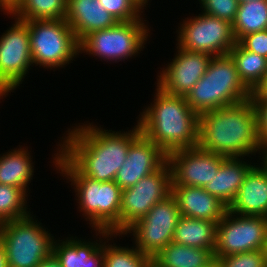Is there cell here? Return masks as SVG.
<instances>
[{
    "label": "cell",
    "instance_id": "cell-1",
    "mask_svg": "<svg viewBox=\"0 0 267 267\" xmlns=\"http://www.w3.org/2000/svg\"><path fill=\"white\" fill-rule=\"evenodd\" d=\"M78 124L60 137L59 153L81 175L101 182L114 181L130 145L142 134L139 124L128 131L106 130L88 121Z\"/></svg>",
    "mask_w": 267,
    "mask_h": 267
},
{
    "label": "cell",
    "instance_id": "cell-2",
    "mask_svg": "<svg viewBox=\"0 0 267 267\" xmlns=\"http://www.w3.org/2000/svg\"><path fill=\"white\" fill-rule=\"evenodd\" d=\"M197 146L227 158H253L257 153L259 160L265 159L251 99L200 114Z\"/></svg>",
    "mask_w": 267,
    "mask_h": 267
},
{
    "label": "cell",
    "instance_id": "cell-3",
    "mask_svg": "<svg viewBox=\"0 0 267 267\" xmlns=\"http://www.w3.org/2000/svg\"><path fill=\"white\" fill-rule=\"evenodd\" d=\"M155 86L154 100L137 117L141 133L166 155L196 147L199 115L191 109L185 96L172 95Z\"/></svg>",
    "mask_w": 267,
    "mask_h": 267
},
{
    "label": "cell",
    "instance_id": "cell-4",
    "mask_svg": "<svg viewBox=\"0 0 267 267\" xmlns=\"http://www.w3.org/2000/svg\"><path fill=\"white\" fill-rule=\"evenodd\" d=\"M52 155L56 173L71 182L79 212L92 230H106L120 234V203L122 189L115 181H97L81 175L60 153L56 145ZM69 180V181H68Z\"/></svg>",
    "mask_w": 267,
    "mask_h": 267
},
{
    "label": "cell",
    "instance_id": "cell-5",
    "mask_svg": "<svg viewBox=\"0 0 267 267\" xmlns=\"http://www.w3.org/2000/svg\"><path fill=\"white\" fill-rule=\"evenodd\" d=\"M229 54L213 56L204 76L186 94L191 109L198 115L251 98Z\"/></svg>",
    "mask_w": 267,
    "mask_h": 267
},
{
    "label": "cell",
    "instance_id": "cell-6",
    "mask_svg": "<svg viewBox=\"0 0 267 267\" xmlns=\"http://www.w3.org/2000/svg\"><path fill=\"white\" fill-rule=\"evenodd\" d=\"M144 15L137 20L119 21L110 28L91 32L79 42V53L110 64L136 58L146 48L144 45L151 35Z\"/></svg>",
    "mask_w": 267,
    "mask_h": 267
},
{
    "label": "cell",
    "instance_id": "cell-7",
    "mask_svg": "<svg viewBox=\"0 0 267 267\" xmlns=\"http://www.w3.org/2000/svg\"><path fill=\"white\" fill-rule=\"evenodd\" d=\"M33 216L30 214L0 225V241L8 267H37L53 253L54 235L36 219V215Z\"/></svg>",
    "mask_w": 267,
    "mask_h": 267
},
{
    "label": "cell",
    "instance_id": "cell-8",
    "mask_svg": "<svg viewBox=\"0 0 267 267\" xmlns=\"http://www.w3.org/2000/svg\"><path fill=\"white\" fill-rule=\"evenodd\" d=\"M33 65L55 71L79 57V41L65 19L26 21Z\"/></svg>",
    "mask_w": 267,
    "mask_h": 267
},
{
    "label": "cell",
    "instance_id": "cell-9",
    "mask_svg": "<svg viewBox=\"0 0 267 267\" xmlns=\"http://www.w3.org/2000/svg\"><path fill=\"white\" fill-rule=\"evenodd\" d=\"M181 217L176 199L170 194L156 203L140 220L131 225L123 235L133 236L134 246L145 255L155 257L170 242ZM132 233V234H131Z\"/></svg>",
    "mask_w": 267,
    "mask_h": 267
},
{
    "label": "cell",
    "instance_id": "cell-10",
    "mask_svg": "<svg viewBox=\"0 0 267 267\" xmlns=\"http://www.w3.org/2000/svg\"><path fill=\"white\" fill-rule=\"evenodd\" d=\"M176 46L212 56L226 55L235 45L232 24L201 12L179 23Z\"/></svg>",
    "mask_w": 267,
    "mask_h": 267
},
{
    "label": "cell",
    "instance_id": "cell-11",
    "mask_svg": "<svg viewBox=\"0 0 267 267\" xmlns=\"http://www.w3.org/2000/svg\"><path fill=\"white\" fill-rule=\"evenodd\" d=\"M267 217L242 216L227 210L217 223L214 257L263 250Z\"/></svg>",
    "mask_w": 267,
    "mask_h": 267
},
{
    "label": "cell",
    "instance_id": "cell-12",
    "mask_svg": "<svg viewBox=\"0 0 267 267\" xmlns=\"http://www.w3.org/2000/svg\"><path fill=\"white\" fill-rule=\"evenodd\" d=\"M171 169L166 161L157 171L122 190L120 203V234L143 218L158 202L171 194Z\"/></svg>",
    "mask_w": 267,
    "mask_h": 267
},
{
    "label": "cell",
    "instance_id": "cell-13",
    "mask_svg": "<svg viewBox=\"0 0 267 267\" xmlns=\"http://www.w3.org/2000/svg\"><path fill=\"white\" fill-rule=\"evenodd\" d=\"M3 14L14 19L11 27L0 35V86L11 94L19 88L34 65L26 21L13 18L10 13Z\"/></svg>",
    "mask_w": 267,
    "mask_h": 267
},
{
    "label": "cell",
    "instance_id": "cell-14",
    "mask_svg": "<svg viewBox=\"0 0 267 267\" xmlns=\"http://www.w3.org/2000/svg\"><path fill=\"white\" fill-rule=\"evenodd\" d=\"M226 158L198 146L170 152L167 162L171 169V185L204 187Z\"/></svg>",
    "mask_w": 267,
    "mask_h": 267
},
{
    "label": "cell",
    "instance_id": "cell-15",
    "mask_svg": "<svg viewBox=\"0 0 267 267\" xmlns=\"http://www.w3.org/2000/svg\"><path fill=\"white\" fill-rule=\"evenodd\" d=\"M176 54L165 68H160L157 84L163 91L172 95L186 96L204 76L212 55L205 52L183 50L176 46Z\"/></svg>",
    "mask_w": 267,
    "mask_h": 267
},
{
    "label": "cell",
    "instance_id": "cell-16",
    "mask_svg": "<svg viewBox=\"0 0 267 267\" xmlns=\"http://www.w3.org/2000/svg\"><path fill=\"white\" fill-rule=\"evenodd\" d=\"M167 161V155L141 134L128 150L126 160L116 174L115 183L122 189L135 185L141 178L157 171Z\"/></svg>",
    "mask_w": 267,
    "mask_h": 267
},
{
    "label": "cell",
    "instance_id": "cell-17",
    "mask_svg": "<svg viewBox=\"0 0 267 267\" xmlns=\"http://www.w3.org/2000/svg\"><path fill=\"white\" fill-rule=\"evenodd\" d=\"M228 210L242 216L267 217V159L257 160Z\"/></svg>",
    "mask_w": 267,
    "mask_h": 267
},
{
    "label": "cell",
    "instance_id": "cell-18",
    "mask_svg": "<svg viewBox=\"0 0 267 267\" xmlns=\"http://www.w3.org/2000/svg\"><path fill=\"white\" fill-rule=\"evenodd\" d=\"M181 216L219 222L228 208L203 187L171 185Z\"/></svg>",
    "mask_w": 267,
    "mask_h": 267
},
{
    "label": "cell",
    "instance_id": "cell-19",
    "mask_svg": "<svg viewBox=\"0 0 267 267\" xmlns=\"http://www.w3.org/2000/svg\"><path fill=\"white\" fill-rule=\"evenodd\" d=\"M65 20L79 42L91 32L110 28L118 22L99 0H67Z\"/></svg>",
    "mask_w": 267,
    "mask_h": 267
},
{
    "label": "cell",
    "instance_id": "cell-20",
    "mask_svg": "<svg viewBox=\"0 0 267 267\" xmlns=\"http://www.w3.org/2000/svg\"><path fill=\"white\" fill-rule=\"evenodd\" d=\"M245 160L244 157L226 158L211 182L203 187L205 191L215 196L227 208L236 198L248 172L257 164L251 162L252 158L250 162Z\"/></svg>",
    "mask_w": 267,
    "mask_h": 267
},
{
    "label": "cell",
    "instance_id": "cell-21",
    "mask_svg": "<svg viewBox=\"0 0 267 267\" xmlns=\"http://www.w3.org/2000/svg\"><path fill=\"white\" fill-rule=\"evenodd\" d=\"M19 147V148H18ZM0 154V184L23 189L30 194L29 185L33 180L34 163L28 146H18Z\"/></svg>",
    "mask_w": 267,
    "mask_h": 267
},
{
    "label": "cell",
    "instance_id": "cell-22",
    "mask_svg": "<svg viewBox=\"0 0 267 267\" xmlns=\"http://www.w3.org/2000/svg\"><path fill=\"white\" fill-rule=\"evenodd\" d=\"M217 222L181 216L174 230L173 242L204 248L214 253L216 246Z\"/></svg>",
    "mask_w": 267,
    "mask_h": 267
},
{
    "label": "cell",
    "instance_id": "cell-23",
    "mask_svg": "<svg viewBox=\"0 0 267 267\" xmlns=\"http://www.w3.org/2000/svg\"><path fill=\"white\" fill-rule=\"evenodd\" d=\"M213 259L214 255L208 249L170 242L152 258V265L153 267H205Z\"/></svg>",
    "mask_w": 267,
    "mask_h": 267
},
{
    "label": "cell",
    "instance_id": "cell-24",
    "mask_svg": "<svg viewBox=\"0 0 267 267\" xmlns=\"http://www.w3.org/2000/svg\"><path fill=\"white\" fill-rule=\"evenodd\" d=\"M235 63L243 84L253 92L267 72V58L246 50L239 42L228 53Z\"/></svg>",
    "mask_w": 267,
    "mask_h": 267
},
{
    "label": "cell",
    "instance_id": "cell-25",
    "mask_svg": "<svg viewBox=\"0 0 267 267\" xmlns=\"http://www.w3.org/2000/svg\"><path fill=\"white\" fill-rule=\"evenodd\" d=\"M267 30V0L239 3L232 32L236 42L245 35Z\"/></svg>",
    "mask_w": 267,
    "mask_h": 267
},
{
    "label": "cell",
    "instance_id": "cell-26",
    "mask_svg": "<svg viewBox=\"0 0 267 267\" xmlns=\"http://www.w3.org/2000/svg\"><path fill=\"white\" fill-rule=\"evenodd\" d=\"M117 236L119 238L120 236L125 237L124 235L122 236V234L111 233L103 241V267H153L152 258L142 254L134 245L132 247H128L129 245L122 247L119 244L118 246L114 242V238H117Z\"/></svg>",
    "mask_w": 267,
    "mask_h": 267
},
{
    "label": "cell",
    "instance_id": "cell-27",
    "mask_svg": "<svg viewBox=\"0 0 267 267\" xmlns=\"http://www.w3.org/2000/svg\"><path fill=\"white\" fill-rule=\"evenodd\" d=\"M67 0H21L10 12L24 21L65 19Z\"/></svg>",
    "mask_w": 267,
    "mask_h": 267
},
{
    "label": "cell",
    "instance_id": "cell-28",
    "mask_svg": "<svg viewBox=\"0 0 267 267\" xmlns=\"http://www.w3.org/2000/svg\"><path fill=\"white\" fill-rule=\"evenodd\" d=\"M23 189L0 184V224L28 217V196ZM29 209V210H28Z\"/></svg>",
    "mask_w": 267,
    "mask_h": 267
},
{
    "label": "cell",
    "instance_id": "cell-29",
    "mask_svg": "<svg viewBox=\"0 0 267 267\" xmlns=\"http://www.w3.org/2000/svg\"><path fill=\"white\" fill-rule=\"evenodd\" d=\"M94 232L96 234L93 237L94 241L92 240V238L91 239L88 238L86 240V238L79 239L77 237V252L78 254H80L79 267H103L104 266L103 241L111 234V232L106 231V230H94Z\"/></svg>",
    "mask_w": 267,
    "mask_h": 267
},
{
    "label": "cell",
    "instance_id": "cell-30",
    "mask_svg": "<svg viewBox=\"0 0 267 267\" xmlns=\"http://www.w3.org/2000/svg\"><path fill=\"white\" fill-rule=\"evenodd\" d=\"M99 2L118 22L140 19L145 12L134 0H99Z\"/></svg>",
    "mask_w": 267,
    "mask_h": 267
},
{
    "label": "cell",
    "instance_id": "cell-31",
    "mask_svg": "<svg viewBox=\"0 0 267 267\" xmlns=\"http://www.w3.org/2000/svg\"><path fill=\"white\" fill-rule=\"evenodd\" d=\"M59 239V240H58ZM54 240L53 254L59 260L61 267H79L80 254L77 252V237L69 236Z\"/></svg>",
    "mask_w": 267,
    "mask_h": 267
},
{
    "label": "cell",
    "instance_id": "cell-32",
    "mask_svg": "<svg viewBox=\"0 0 267 267\" xmlns=\"http://www.w3.org/2000/svg\"><path fill=\"white\" fill-rule=\"evenodd\" d=\"M203 13L233 23L236 18L238 0H198ZM202 8V9H201Z\"/></svg>",
    "mask_w": 267,
    "mask_h": 267
},
{
    "label": "cell",
    "instance_id": "cell-33",
    "mask_svg": "<svg viewBox=\"0 0 267 267\" xmlns=\"http://www.w3.org/2000/svg\"><path fill=\"white\" fill-rule=\"evenodd\" d=\"M214 258H217L220 267H266L263 250Z\"/></svg>",
    "mask_w": 267,
    "mask_h": 267
},
{
    "label": "cell",
    "instance_id": "cell-34",
    "mask_svg": "<svg viewBox=\"0 0 267 267\" xmlns=\"http://www.w3.org/2000/svg\"><path fill=\"white\" fill-rule=\"evenodd\" d=\"M257 115L258 137L267 153V98H250Z\"/></svg>",
    "mask_w": 267,
    "mask_h": 267
},
{
    "label": "cell",
    "instance_id": "cell-35",
    "mask_svg": "<svg viewBox=\"0 0 267 267\" xmlns=\"http://www.w3.org/2000/svg\"><path fill=\"white\" fill-rule=\"evenodd\" d=\"M239 43L246 50L267 58V30L245 35Z\"/></svg>",
    "mask_w": 267,
    "mask_h": 267
},
{
    "label": "cell",
    "instance_id": "cell-36",
    "mask_svg": "<svg viewBox=\"0 0 267 267\" xmlns=\"http://www.w3.org/2000/svg\"><path fill=\"white\" fill-rule=\"evenodd\" d=\"M251 98H267V72L261 83L252 92Z\"/></svg>",
    "mask_w": 267,
    "mask_h": 267
},
{
    "label": "cell",
    "instance_id": "cell-37",
    "mask_svg": "<svg viewBox=\"0 0 267 267\" xmlns=\"http://www.w3.org/2000/svg\"><path fill=\"white\" fill-rule=\"evenodd\" d=\"M21 0H0V11L10 13Z\"/></svg>",
    "mask_w": 267,
    "mask_h": 267
},
{
    "label": "cell",
    "instance_id": "cell-38",
    "mask_svg": "<svg viewBox=\"0 0 267 267\" xmlns=\"http://www.w3.org/2000/svg\"><path fill=\"white\" fill-rule=\"evenodd\" d=\"M37 267H61V264L52 253L49 257L45 258Z\"/></svg>",
    "mask_w": 267,
    "mask_h": 267
},
{
    "label": "cell",
    "instance_id": "cell-39",
    "mask_svg": "<svg viewBox=\"0 0 267 267\" xmlns=\"http://www.w3.org/2000/svg\"><path fill=\"white\" fill-rule=\"evenodd\" d=\"M0 267H8L4 245L0 241Z\"/></svg>",
    "mask_w": 267,
    "mask_h": 267
},
{
    "label": "cell",
    "instance_id": "cell-40",
    "mask_svg": "<svg viewBox=\"0 0 267 267\" xmlns=\"http://www.w3.org/2000/svg\"><path fill=\"white\" fill-rule=\"evenodd\" d=\"M9 92L0 86V100L9 96ZM1 103V101H0Z\"/></svg>",
    "mask_w": 267,
    "mask_h": 267
},
{
    "label": "cell",
    "instance_id": "cell-41",
    "mask_svg": "<svg viewBox=\"0 0 267 267\" xmlns=\"http://www.w3.org/2000/svg\"><path fill=\"white\" fill-rule=\"evenodd\" d=\"M205 267H220V264L217 258H214L210 263H208Z\"/></svg>",
    "mask_w": 267,
    "mask_h": 267
},
{
    "label": "cell",
    "instance_id": "cell-42",
    "mask_svg": "<svg viewBox=\"0 0 267 267\" xmlns=\"http://www.w3.org/2000/svg\"><path fill=\"white\" fill-rule=\"evenodd\" d=\"M134 1H136L143 9L146 10V8H147L146 5H148L150 0H134Z\"/></svg>",
    "mask_w": 267,
    "mask_h": 267
},
{
    "label": "cell",
    "instance_id": "cell-43",
    "mask_svg": "<svg viewBox=\"0 0 267 267\" xmlns=\"http://www.w3.org/2000/svg\"><path fill=\"white\" fill-rule=\"evenodd\" d=\"M263 251H264L266 267H267V239H266V243H265Z\"/></svg>",
    "mask_w": 267,
    "mask_h": 267
},
{
    "label": "cell",
    "instance_id": "cell-44",
    "mask_svg": "<svg viewBox=\"0 0 267 267\" xmlns=\"http://www.w3.org/2000/svg\"><path fill=\"white\" fill-rule=\"evenodd\" d=\"M250 1H255V0H238L239 3L250 2Z\"/></svg>",
    "mask_w": 267,
    "mask_h": 267
}]
</instances>
